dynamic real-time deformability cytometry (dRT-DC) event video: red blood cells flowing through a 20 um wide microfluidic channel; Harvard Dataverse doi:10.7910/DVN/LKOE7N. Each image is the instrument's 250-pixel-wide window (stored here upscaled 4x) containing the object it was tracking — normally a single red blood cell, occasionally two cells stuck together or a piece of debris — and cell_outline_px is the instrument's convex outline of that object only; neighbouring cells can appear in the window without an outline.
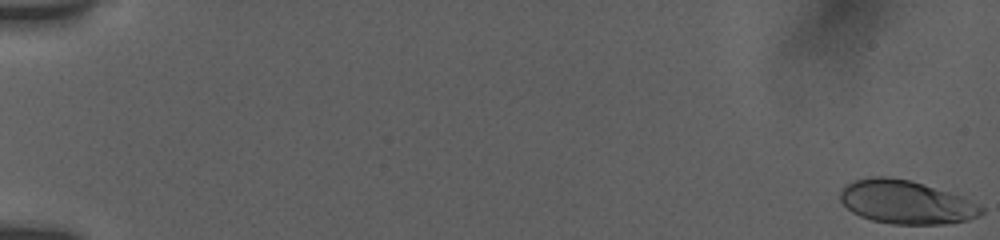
{"species": "human", "species_latin": "Homo sapiens", "temperature_condition": "room temperature", "stored_images_in_passage": 8, "camera_frame_rate_fps": 3000, "um_per_image_px": 0.085, "donor": {"sex": "female"}, "frame": {"image": 1, "passage_image": 1, "time_ms": 0.0, "image_size_px": [1000, 240], "cell_outline_px": [[984, 212], [980, 216], [968, 220], [944, 224], [892, 224], [872, 220], [860, 216], [852, 212], [840, 200], [840, 192], [844, 184], [856, 180], [872, 176], [884, 176], [912, 180], [960, 196], [984, 208]], "centroid_in_image_um": [76.99, 17.18], "position_along_channel_um": 8.0, "area_um2": 35.66}}
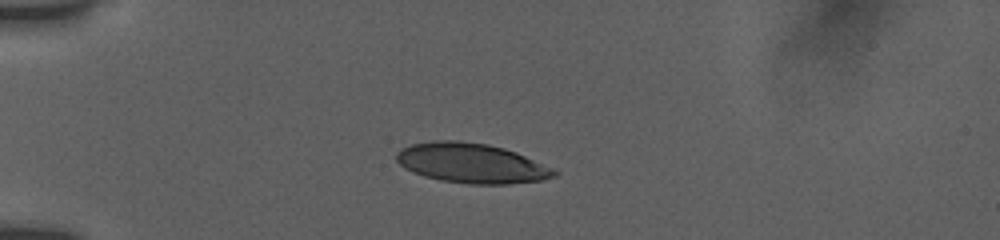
{"frame": {"image": 2, "passage_image": 6, "time_ms": 5.0, "image_size_px": [1000, 240], "cell_outline_px": [[560, 172], [556, 176], [544, 180], [508, 184], [468, 184], [440, 180], [424, 176], [400, 164], [396, 160], [396, 152], [412, 144], [432, 140], [460, 140], [488, 144], [504, 148], [516, 152], [556, 168]], "centroid_in_image_um": [40.16, 13.87], "position_along_channel_um": 44.8, "area_um2": 36.82}}
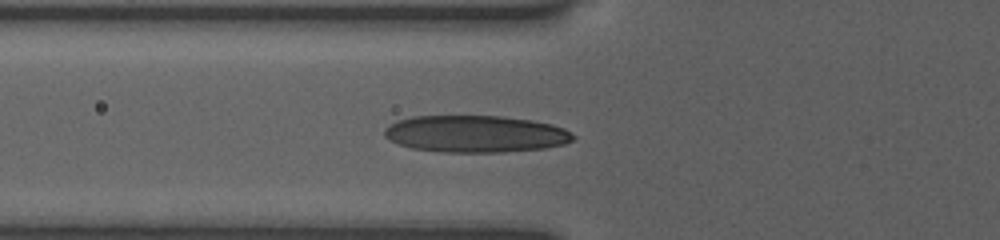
{"frame": {"image": 3, "passage_image": 8, "time_ms": 7.0, "image_size_px": [1000, 240], "cell_outline_px": [[576, 136], [572, 140], [564, 144], [544, 148], [504, 152], [440, 152], [412, 148], [400, 144], [384, 136], [384, 128], [400, 120], [412, 116], [500, 116], [532, 120], [552, 124], [564, 128]], "centroid_in_image_um": [40.45, 11.38], "position_along_channel_um": 85.4, "area_um2": 40.52}}